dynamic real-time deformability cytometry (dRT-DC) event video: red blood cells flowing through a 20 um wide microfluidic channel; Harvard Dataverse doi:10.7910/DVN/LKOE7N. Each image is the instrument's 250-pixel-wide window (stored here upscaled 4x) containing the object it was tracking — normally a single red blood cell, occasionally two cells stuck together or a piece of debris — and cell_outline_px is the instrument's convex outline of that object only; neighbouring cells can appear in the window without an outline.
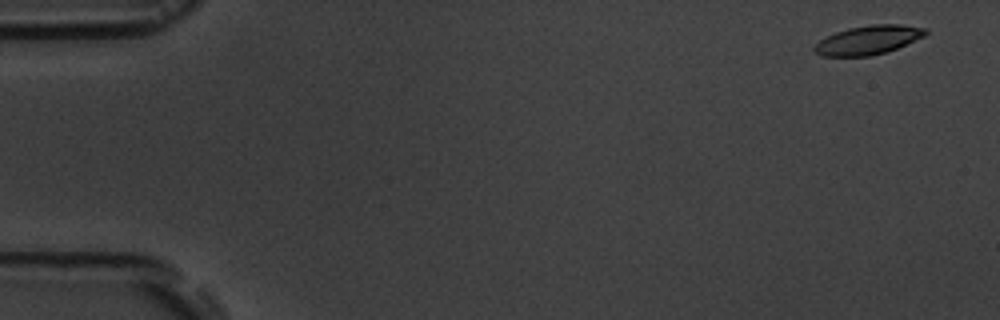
{"species": "common noctule bat (a hibernating species)", "species_latin": "Nyctalus noctula", "temperature_condition": "room temperature", "stored_images_in_passage": 6, "camera_frame_rate_fps": 3000, "um_per_image_px": 0.085, "animal": {"sex": "male", "body_mass_g": 19.5, "forearm_length_mm": 54.6}, "frame": {"image": 1, "passage_image": 1, "time_ms": 0.0, "image_size_px": [1000, 320], "cell_outline_px": [[928, 32], [924, 36], [896, 48], [884, 52], [868, 56], [820, 56], [812, 52], [812, 48], [820, 40], [836, 32], [848, 28], [872, 24], [900, 24], [928, 28]], "centroid_in_image_um": [73.77, 3.39], "position_along_channel_um": 11.2, "area_um2": 18.67}}
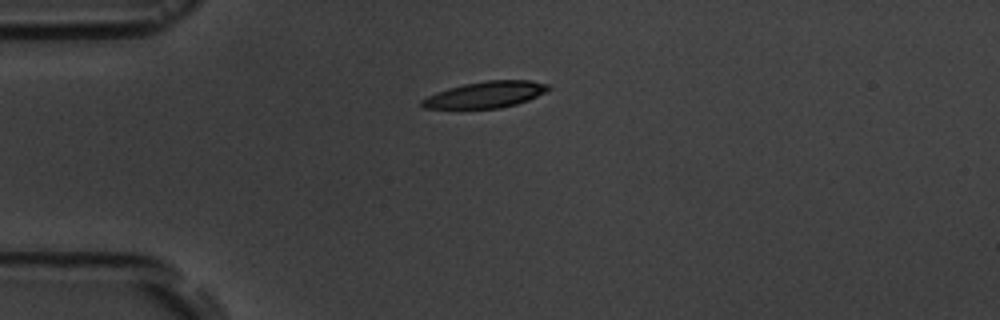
{"frame": {"image": 2, "passage_image": 4, "time_ms": 4.0, "image_size_px": [1000, 320], "cell_outline_px": [[552, 88], [528, 100], [516, 104], [500, 108], [424, 108], [420, 104], [420, 100], [436, 92], [448, 88], [464, 84], [488, 80], [532, 80], [548, 84]], "centroid_in_image_um": [41.28, 8.03], "position_along_channel_um": 43.7, "area_um2": 19.31}}
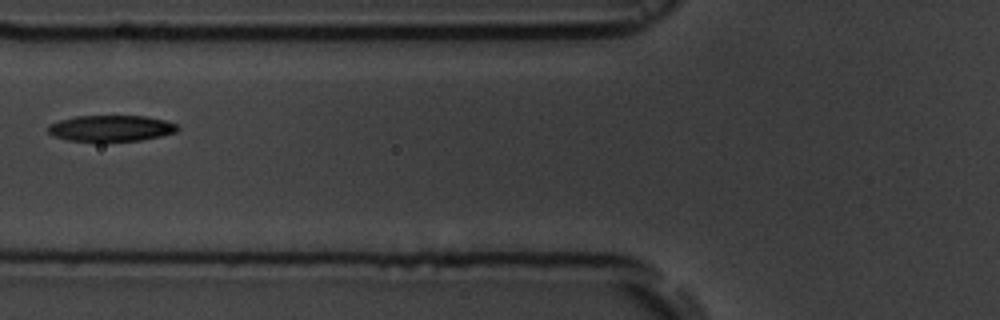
{"frame": {"image": 3, "passage_image": 6, "time_ms": 6.667, "image_size_px": [1000, 320], "cell_outline_px": [[180, 128], [176, 132], [160, 136], [140, 140], [68, 140], [52, 136], [48, 132], [48, 124], [60, 120], [76, 116], [144, 116], [164, 120], [176, 124]], "centroid_in_image_um": [9.42, 10.89], "position_along_channel_um": 116.4, "area_um2": 19.36}}